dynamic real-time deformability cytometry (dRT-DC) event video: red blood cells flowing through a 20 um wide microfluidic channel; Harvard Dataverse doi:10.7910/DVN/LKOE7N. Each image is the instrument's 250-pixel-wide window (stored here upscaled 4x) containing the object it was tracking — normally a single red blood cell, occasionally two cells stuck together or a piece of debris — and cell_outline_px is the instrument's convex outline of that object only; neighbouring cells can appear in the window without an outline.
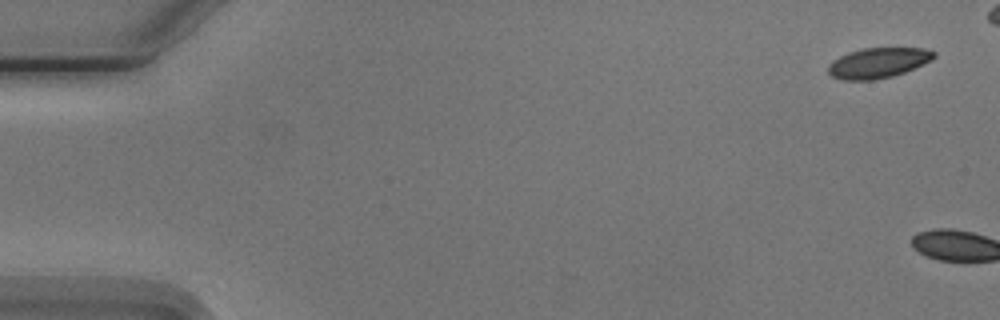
{"species": "Egyptian fruit bat (a non-hibernating species)", "species_latin": "Rousettus aegyptiacus", "temperature_condition": "cold", "stored_images_in_passage": 7, "camera_frame_rate_fps": 3000, "um_per_image_px": 0.085, "animal": {"sex": "male"}, "frame": {"image": 1, "passage_image": 1, "time_ms": 0.0, "image_size_px": [1000, 320], "cell_outline_px": [[936, 56], [932, 60], [904, 72], [892, 76], [872, 80], [840, 80], [832, 76], [828, 72], [828, 64], [832, 60], [848, 52], [864, 48], [924, 48], [936, 52]], "centroid_in_image_um": [74.62, 5.34], "position_along_channel_um": 10.4, "area_um2": 18.67}}